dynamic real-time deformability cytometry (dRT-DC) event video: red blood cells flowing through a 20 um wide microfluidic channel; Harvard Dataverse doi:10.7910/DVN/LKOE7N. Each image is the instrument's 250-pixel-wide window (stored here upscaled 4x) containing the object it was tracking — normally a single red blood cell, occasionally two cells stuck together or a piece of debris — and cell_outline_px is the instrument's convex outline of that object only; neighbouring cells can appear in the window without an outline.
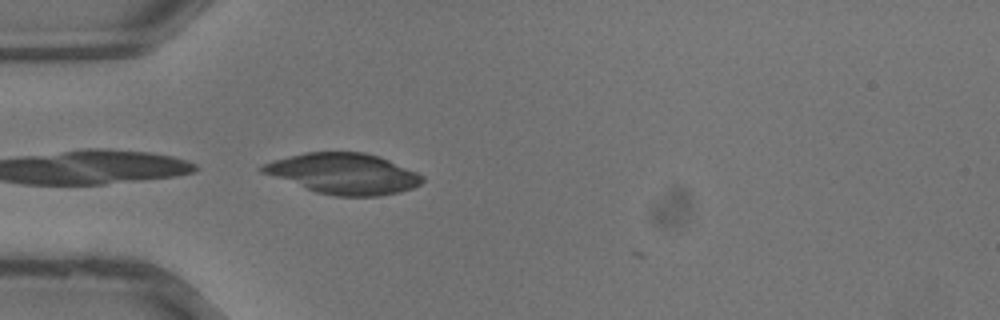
{"species": "common noctule bat (a hibernating species)", "species_latin": "Nyctalus noctula", "temperature_condition": "warm", "stored_images_in_passage": 8, "camera_frame_rate_fps": 3000, "um_per_image_px": 0.085, "animal": {"sex": "male", "body_mass_g": 13.3}, "frame": {"image": 1, "passage_image": 1, "time_ms": 0.0, "image_size_px": [1000, 320], "cell_outline_px": [[424, 180], [420, 184], [412, 188], [400, 192], [380, 196], [336, 196], [316, 192], [260, 172], [256, 168], [272, 160], [304, 152], [364, 152], [380, 156], [416, 172], [424, 176]], "centroid_in_image_um": [29.19, 14.75], "position_along_channel_um": 55.8, "area_um2": 37.97}}
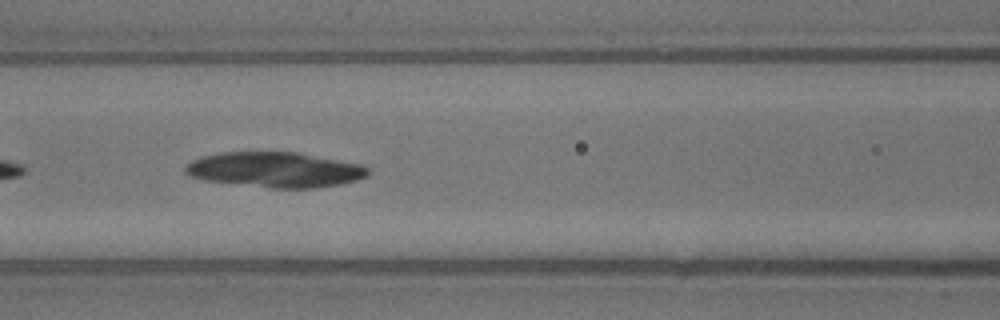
{"frame": {"image": 2, "passage_image": 6, "time_ms": 1.667, "image_size_px": [1000, 320], "cell_outline_px": [[368, 176], [356, 180], [340, 184], [312, 188], [268, 188], [208, 180], [192, 176], [184, 172], [184, 168], [192, 160], [200, 156], [220, 152], [296, 152], [364, 164], [368, 168]], "centroid_in_image_um": [23.4, 14.42], "position_along_channel_um": 143.2, "area_um2": 37.51}}
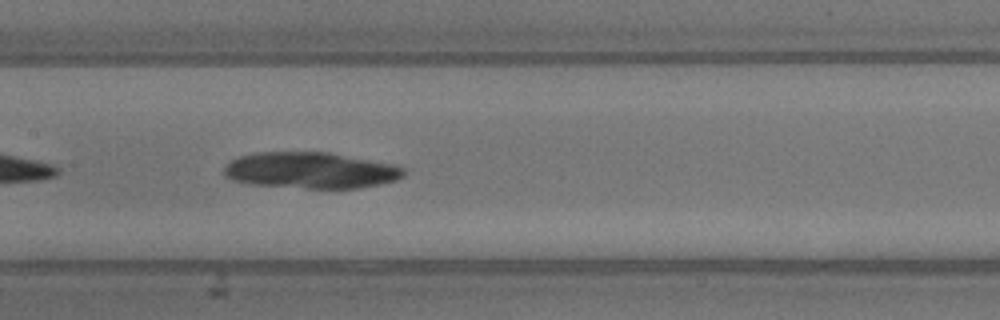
{"frame": {"image": 3, "passage_image": 8, "time_ms": 2.333, "image_size_px": [1000, 320], "cell_outline_px": [[404, 176], [396, 180], [380, 184], [356, 188], [304, 188], [248, 184], [232, 180], [224, 176], [224, 168], [232, 160], [240, 156], [256, 152], [328, 152], [392, 164], [404, 168]], "centroid_in_image_um": [26.38, 14.48], "position_along_channel_um": 181.0, "area_um2": 37.86}}